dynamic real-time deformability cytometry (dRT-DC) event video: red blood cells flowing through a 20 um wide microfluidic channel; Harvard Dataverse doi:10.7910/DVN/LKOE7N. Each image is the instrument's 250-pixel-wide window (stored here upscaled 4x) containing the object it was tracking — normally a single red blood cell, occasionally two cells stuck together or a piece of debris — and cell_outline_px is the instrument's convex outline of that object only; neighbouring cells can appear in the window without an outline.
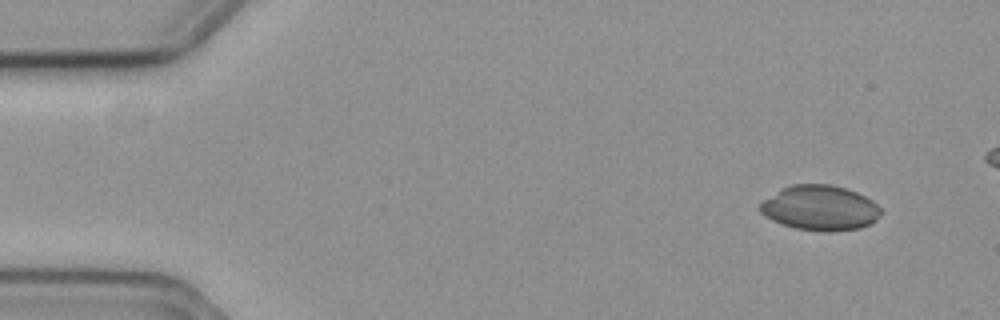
{"species": "common noctule bat (a hibernating species)", "species_latin": "Nyctalus noctula", "temperature_condition": "cold", "stored_images_in_passage": 51, "camera_frame_rate_fps": 3000, "um_per_image_px": 0.085, "animal": {"sex": "female", "body_mass_g": 19.3, "forearm_length_mm": 54.1}, "frame": {"image": 1, "passage_image": 2, "time_ms": 0.333, "image_size_px": [1000, 320], "cell_outline_px": [[880, 216], [872, 224], [860, 228], [832, 232], [824, 232], [796, 228], [772, 220], [760, 212], [760, 204], [764, 200], [780, 188], [792, 184], [828, 184], [844, 188], [856, 192], [872, 200], [880, 208]], "centroid_in_image_um": [69.71, 17.68], "position_along_channel_um": 15.3, "area_um2": 31.67}}
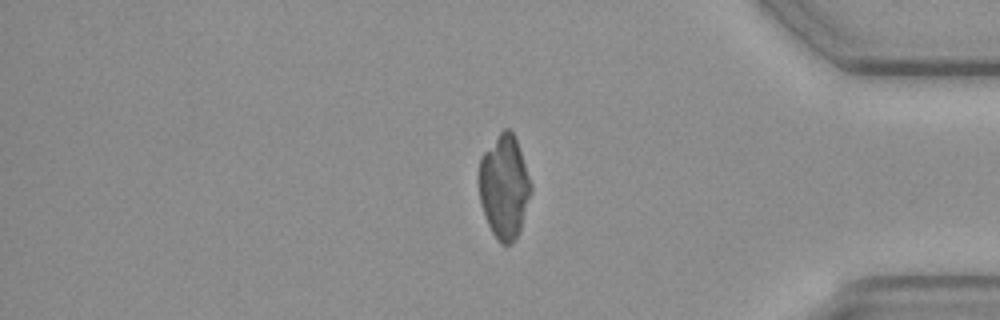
{"frame": {"image": 2, "passage_image": 45, "time_ms": 14.667, "image_size_px": [1000, 320], "cell_outline_px": [[532, 192], [520, 228], [512, 244], [500, 244], [492, 232], [488, 224], [480, 204], [480, 156], [500, 132], [504, 128], [508, 128], [512, 132], [516, 140], [532, 184]], "centroid_in_image_um": [42.86, 15.88], "position_along_channel_um": 392.3, "area_um2": 31.04}}